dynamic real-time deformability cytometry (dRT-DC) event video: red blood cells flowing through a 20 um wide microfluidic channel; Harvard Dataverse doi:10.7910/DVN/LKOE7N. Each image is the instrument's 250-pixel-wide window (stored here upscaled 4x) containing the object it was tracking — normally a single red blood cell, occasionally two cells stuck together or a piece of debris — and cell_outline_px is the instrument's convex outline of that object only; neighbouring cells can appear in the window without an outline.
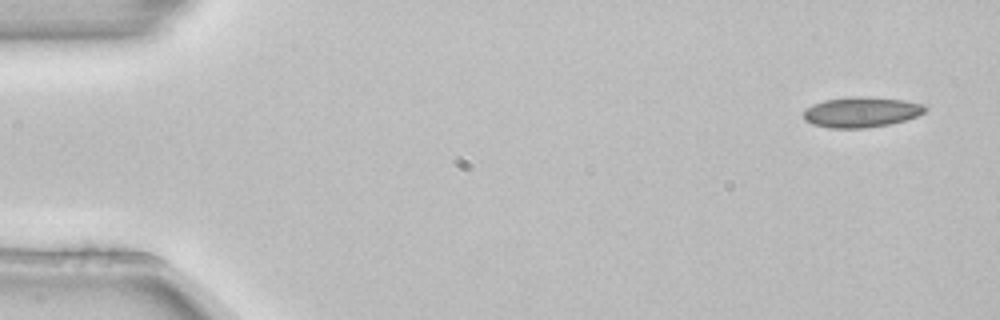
{"species": "common noctule bat (a hibernating species)", "species_latin": "Nyctalus noctula", "temperature_condition": "room temperature", "stored_images_in_passage": 5, "camera_frame_rate_fps": 3000, "um_per_image_px": 0.085, "animal": {"sex": "female", "body_mass_g": 22.7, "forearm_length_mm": 54.2}, "frame": {"image": 1, "passage_image": 1, "time_ms": 0.0, "image_size_px": [1000, 320], "cell_outline_px": [[928, 108], [924, 112], [916, 116], [892, 124], [868, 128], [828, 128], [812, 124], [804, 120], [804, 108], [812, 104], [824, 100], [848, 96], [868, 96], [904, 100], [924, 104]], "centroid_in_image_um": [73.19, 9.52], "position_along_channel_um": 11.8, "area_um2": 21.91}}
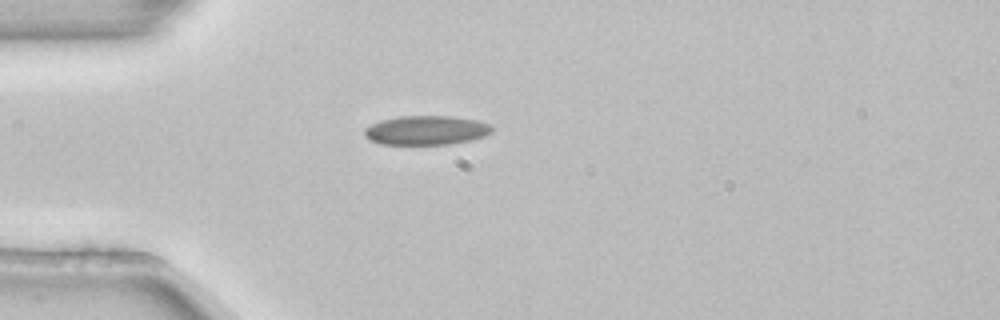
{"frame": {"image": 2, "passage_image": 4, "time_ms": 1.0, "image_size_px": [1000, 320], "cell_outline_px": [[492, 132], [484, 136], [468, 140], [448, 144], [380, 144], [364, 136], [364, 128], [380, 120], [400, 116], [452, 116], [476, 120], [488, 124], [492, 128]], "centroid_in_image_um": [36.2, 11.06], "position_along_channel_um": 48.8, "area_um2": 21.5}}